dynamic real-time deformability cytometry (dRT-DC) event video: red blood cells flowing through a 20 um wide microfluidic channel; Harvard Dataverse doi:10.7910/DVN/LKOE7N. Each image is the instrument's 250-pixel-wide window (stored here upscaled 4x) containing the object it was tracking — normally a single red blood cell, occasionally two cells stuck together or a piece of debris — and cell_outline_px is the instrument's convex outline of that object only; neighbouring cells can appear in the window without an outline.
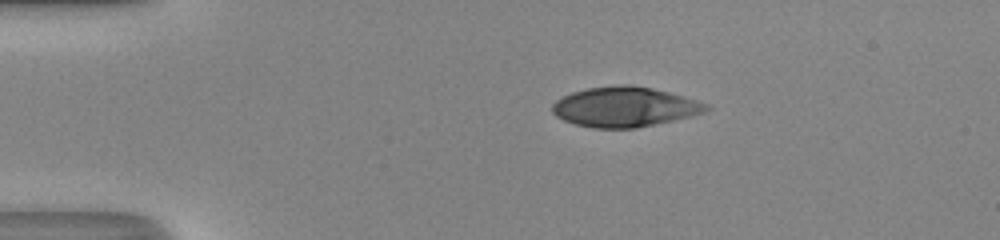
{"species": "human", "species_latin": "Homo sapiens", "temperature_condition": "room temperature", "stored_images_in_passage": 41, "camera_frame_rate_fps": 3000, "um_per_image_px": 0.085, "donor": {"sex": "male"}, "frame": {"image": 1, "passage_image": 1, "time_ms": 0.0, "image_size_px": [1000, 240], "cell_outline_px": [[712, 108], [704, 112], [672, 120], [636, 128], [592, 128], [576, 124], [564, 120], [556, 116], [552, 112], [552, 104], [556, 100], [572, 92], [588, 88], [620, 84], [628, 84], [652, 88], [684, 96], [708, 104]], "centroid_in_image_um": [53.08, 9.08], "position_along_channel_um": 31.9, "area_um2": 35.6}}
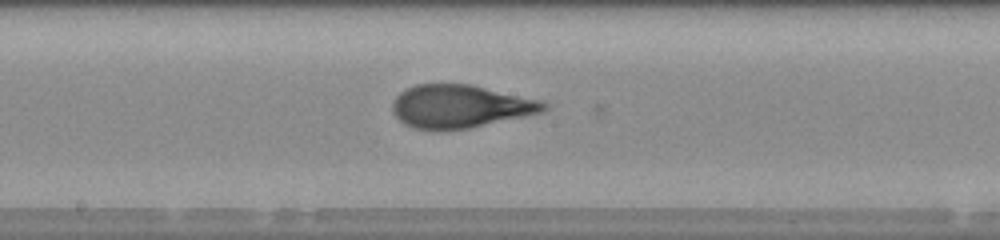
{"frame": {"image": 2, "passage_image": 18, "time_ms": 5.667, "image_size_px": [1000, 240], "cell_outline_px": [[548, 108], [544, 112], [468, 128], [436, 132], [412, 128], [404, 124], [392, 112], [392, 104], [396, 96], [400, 92], [416, 84], [472, 84], [540, 100], [548, 104]], "centroid_in_image_um": [39.1, 9.06], "position_along_channel_um": 209.1, "area_um2": 38.32}}
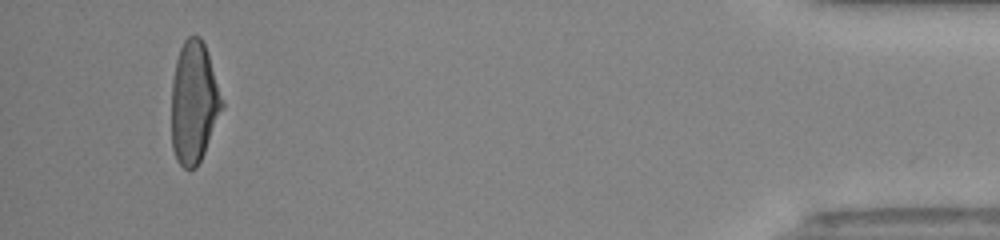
{"frame": {"image": 3, "passage_image": 38, "time_ms": 12.333, "image_size_px": [1000, 240], "cell_outline_px": [[224, 104], [204, 152], [196, 168], [184, 168], [176, 160], [172, 148], [172, 80], [176, 60], [180, 48], [184, 40], [188, 36], [200, 36], [208, 52], [224, 100]], "centroid_in_image_um": [16.48, 8.69], "position_along_channel_um": 418.7, "area_um2": 35.84}, "authors_computed_cell_mechanics": {"area_um2": 37.6856, "velocity_mm_per_s": 4.219, "shape_relaxation_time_tau1_ms": 7.9623, "shape_relaxation_time_tau2_ms": null, "deformation_change_tau1": 0.3132, "deformation_change_tau2": null}}